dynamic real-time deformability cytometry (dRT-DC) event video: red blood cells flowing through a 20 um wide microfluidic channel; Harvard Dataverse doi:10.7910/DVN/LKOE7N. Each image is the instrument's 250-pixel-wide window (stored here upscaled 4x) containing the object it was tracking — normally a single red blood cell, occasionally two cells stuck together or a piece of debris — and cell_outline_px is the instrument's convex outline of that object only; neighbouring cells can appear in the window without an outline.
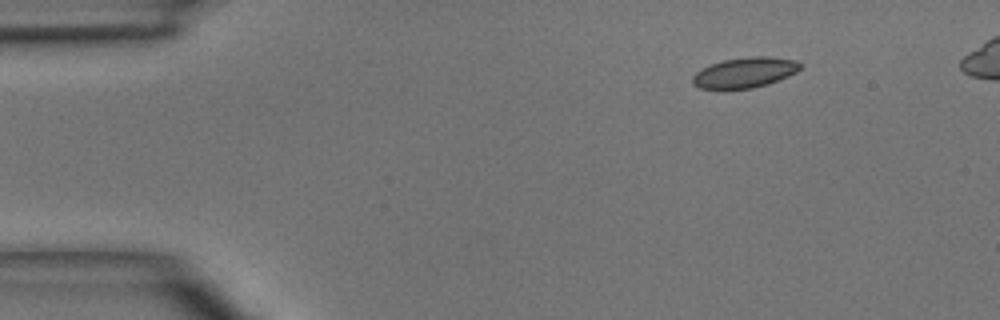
{"species": "common noctule bat (a hibernating species)", "species_latin": "Nyctalus noctula", "temperature_condition": "room temperature", "stored_images_in_passage": 3, "camera_frame_rate_fps": 3000, "um_per_image_px": 0.085, "animal": {"sex": "male", "body_mass_g": 15.6}, "frame": {"image": 1, "passage_image": 1, "time_ms": 0.0, "image_size_px": [1000, 320], "cell_outline_px": [[800, 68], [796, 72], [788, 76], [768, 84], [752, 88], [700, 88], [692, 84], [692, 76], [700, 68], [724, 60], [752, 56], [768, 56], [796, 60], [800, 64]], "centroid_in_image_um": [63.3, 6.16], "position_along_channel_um": 21.7, "area_um2": 18.84}}